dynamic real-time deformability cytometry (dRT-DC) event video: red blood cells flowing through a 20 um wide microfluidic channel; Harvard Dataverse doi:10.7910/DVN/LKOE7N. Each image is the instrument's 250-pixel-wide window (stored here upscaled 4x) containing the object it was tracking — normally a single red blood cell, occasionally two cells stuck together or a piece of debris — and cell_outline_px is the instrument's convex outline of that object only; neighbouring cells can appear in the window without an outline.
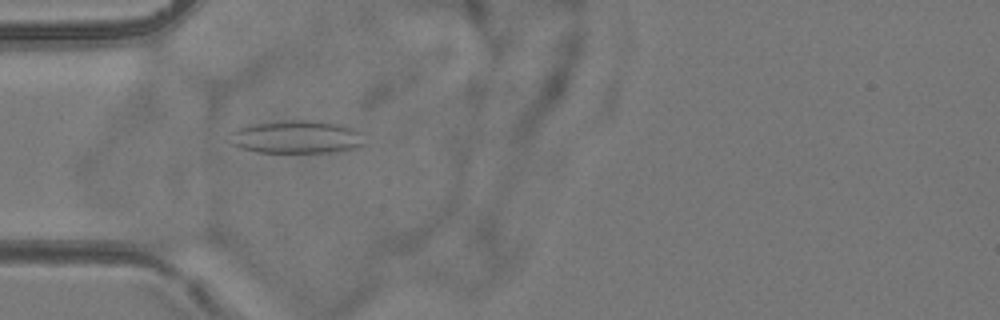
{"species": "common noctule bat (a hibernating species)", "species_latin": "Nyctalus noctula", "temperature_condition": "room temperature", "stored_images_in_passage": 4, "camera_frame_rate_fps": 3000, "um_per_image_px": 0.085, "animal": {"sex": "female", "body_mass_g": 24.6, "forearm_length_mm": 56.2}, "frame": {"image": 1, "passage_image": 3, "time_ms": 3.333, "image_size_px": [1000, 320], "cell_outline_px": [[364, 144], [356, 148], [328, 152], [256, 152], [240, 148], [224, 140], [236, 128], [248, 124], [284, 120], [316, 120], [340, 124], [352, 128], [360, 132]], "centroid_in_image_um": [25.11, 11.63], "position_along_channel_um": 59.9, "area_um2": 26.24}}